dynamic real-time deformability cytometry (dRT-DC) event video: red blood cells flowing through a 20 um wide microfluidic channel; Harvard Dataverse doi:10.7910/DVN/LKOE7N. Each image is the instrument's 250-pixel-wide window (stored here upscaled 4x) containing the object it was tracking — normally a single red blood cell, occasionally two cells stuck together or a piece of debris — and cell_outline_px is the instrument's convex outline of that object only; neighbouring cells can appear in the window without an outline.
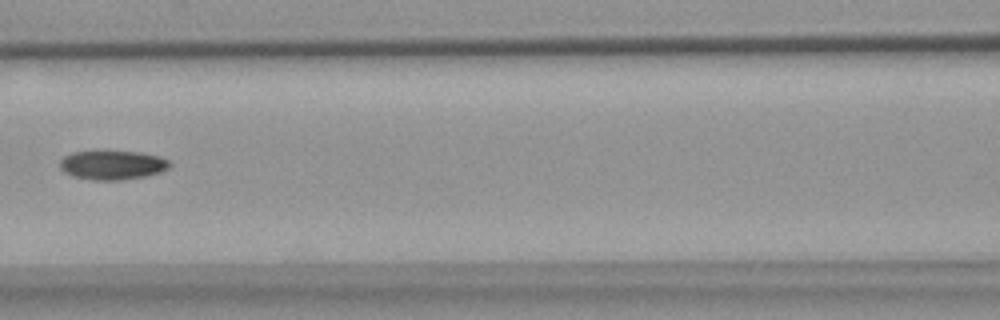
{"species": "common noctule bat (a hibernating species)", "species_latin": "Nyctalus noctula", "temperature_condition": "warm", "stored_images_in_passage": 6, "camera_frame_rate_fps": 3000, "um_per_image_px": 0.085, "animal": {"sex": "female", "body_mass_g": 18.4}, "frame": {"image": 1, "passage_image": 3, "time_ms": 2.667, "image_size_px": [1000, 320], "cell_outline_px": [[172, 164], [168, 168], [160, 172], [144, 176], [124, 180], [92, 180], [72, 176], [64, 172], [60, 168], [60, 160], [64, 156], [72, 152], [96, 148], [140, 152], [160, 156], [168, 160]], "centroid_in_image_um": [9.51, 13.98], "position_along_channel_um": 157.1, "area_um2": 19.54}}
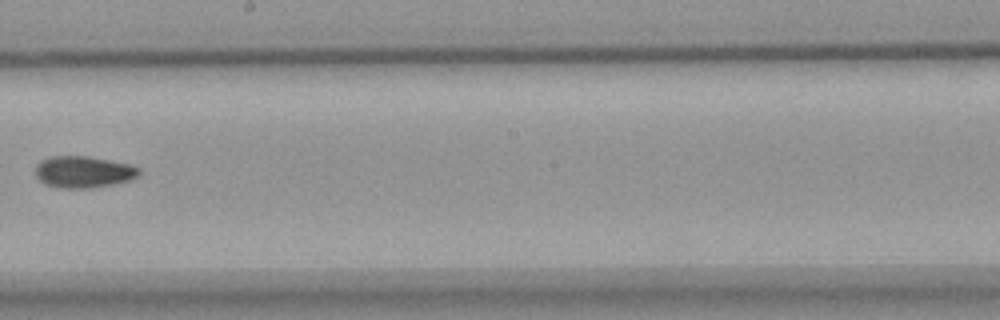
{"frame": {"image": 2, "passage_image": 5, "time_ms": 5.0, "image_size_px": [1000, 320], "cell_outline_px": [[140, 172], [136, 176], [128, 180], [112, 184], [92, 188], [60, 188], [48, 184], [40, 180], [36, 176], [36, 164], [40, 160], [52, 156], [88, 156], [128, 164], [140, 168]], "centroid_in_image_um": [7.07, 14.6], "position_along_channel_um": 241.1, "area_um2": 18.9}}
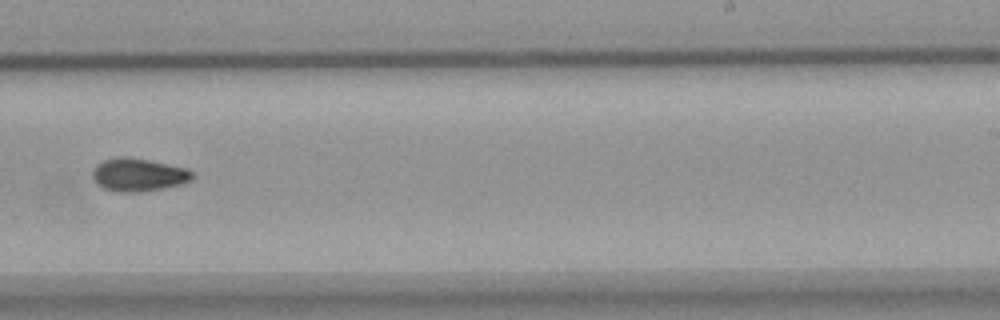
{"frame": {"image": 3, "passage_image": 6, "time_ms": 6.0, "image_size_px": [1000, 320], "cell_outline_px": [[196, 176], [192, 180], [180, 184], [164, 188], [140, 192], [120, 192], [104, 188], [96, 184], [92, 180], [92, 168], [96, 164], [104, 160], [124, 156], [148, 160], [188, 168]], "centroid_in_image_um": [11.76, 14.86], "position_along_channel_um": 277.2, "area_um2": 19.36}}